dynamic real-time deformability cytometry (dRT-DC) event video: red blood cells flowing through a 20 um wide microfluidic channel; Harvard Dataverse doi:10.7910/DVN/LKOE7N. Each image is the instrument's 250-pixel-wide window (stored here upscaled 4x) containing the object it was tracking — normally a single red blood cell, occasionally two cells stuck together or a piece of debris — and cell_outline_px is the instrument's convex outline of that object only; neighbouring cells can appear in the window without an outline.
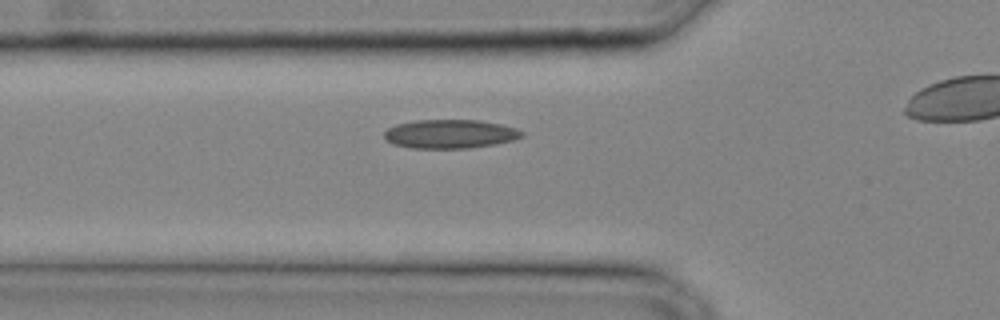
{"species": "common noctule bat (a hibernating species)", "species_latin": "Nyctalus noctula", "temperature_condition": "cold", "stored_images_in_passage": 21, "camera_frame_rate_fps": 3000, "um_per_image_px": 0.085, "animal": {"sex": "male", "body_mass_g": 20.4}, "frame": {"image": 1, "passage_image": 4, "time_ms": 1.0, "image_size_px": [1000, 320], "cell_outline_px": [[524, 136], [512, 140], [492, 144], [468, 148], [412, 148], [392, 144], [384, 136], [384, 132], [388, 128], [396, 124], [416, 120], [480, 120], [500, 124], [516, 128], [524, 132]], "centroid_in_image_um": [38.24, 11.38], "position_along_channel_um": 87.6, "area_um2": 23.0}}
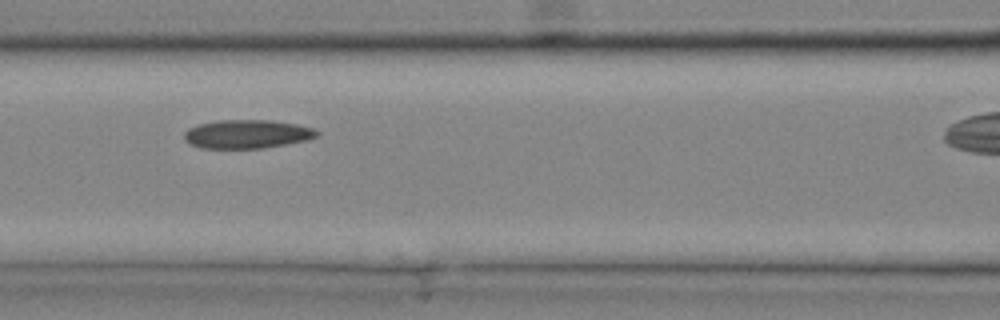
{"frame": {"image": 2, "passage_image": 7, "time_ms": 2.0, "image_size_px": [1000, 320], "cell_outline_px": [[320, 132], [316, 136], [304, 140], [264, 148], [200, 148], [188, 144], [184, 140], [184, 132], [188, 128], [200, 124], [216, 120], [272, 120], [296, 124], [312, 128]], "centroid_in_image_um": [20.93, 11.39], "position_along_channel_um": 145.7, "area_um2": 22.08}}